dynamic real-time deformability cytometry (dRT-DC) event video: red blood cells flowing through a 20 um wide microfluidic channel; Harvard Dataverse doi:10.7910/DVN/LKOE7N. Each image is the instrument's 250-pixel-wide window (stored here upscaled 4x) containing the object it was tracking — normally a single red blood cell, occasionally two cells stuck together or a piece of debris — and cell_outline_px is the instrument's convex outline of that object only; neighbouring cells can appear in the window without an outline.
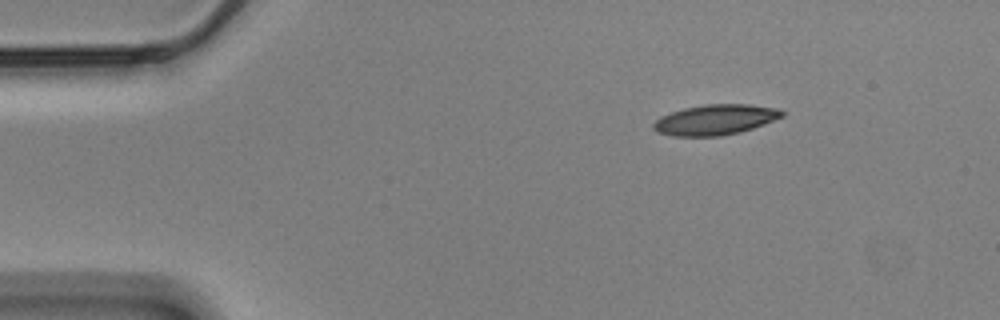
{"species": "Egyptian fruit bat (a non-hibernating species)", "species_latin": "Rousettus aegyptiacus", "temperature_condition": "cold", "stored_images_in_passage": 23, "camera_frame_rate_fps": 3000, "um_per_image_px": 0.085, "animal": {"sex": "male"}, "frame": {"image": 1, "passage_image": 1, "time_ms": 0.0, "image_size_px": [1000, 320], "cell_outline_px": [[784, 116], [764, 124], [740, 132], [720, 136], [672, 136], [660, 132], [652, 128], [652, 124], [660, 116], [684, 108], [704, 104], [748, 104], [776, 108], [784, 112]], "centroid_in_image_um": [60.79, 10.17], "position_along_channel_um": 24.2, "area_um2": 22.66}}
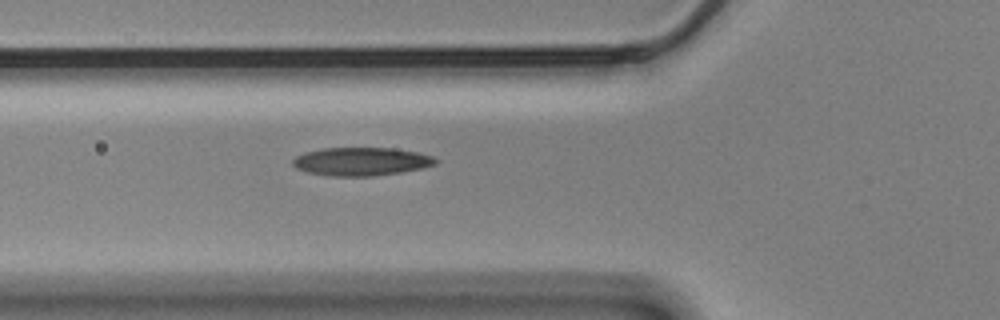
{"frame": {"image": 2, "passage_image": 13, "time_ms": 4.0, "image_size_px": [1000, 320], "cell_outline_px": [[440, 160], [436, 164], [424, 168], [400, 172], [372, 176], [332, 176], [308, 172], [296, 168], [292, 164], [292, 160], [296, 156], [304, 152], [332, 144], [392, 148], [420, 152], [432, 156]], "centroid_in_image_um": [30.67, 13.66], "position_along_channel_um": 95.1, "area_um2": 24.8}}
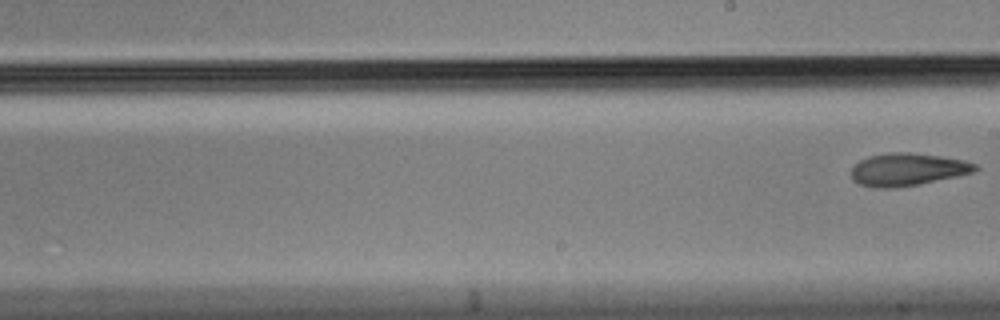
{"frame": {"image": 3, "passage_image": 23, "time_ms": 7.333, "image_size_px": [1000, 320], "cell_outline_px": [[980, 168], [976, 172], [920, 184], [896, 188], [872, 188], [860, 184], [852, 180], [852, 168], [860, 160], [868, 156], [888, 152], [908, 152], [940, 156], [964, 160], [976, 164]], "centroid_in_image_um": [77.15, 14.41], "position_along_channel_um": 211.8, "area_um2": 23.76}}